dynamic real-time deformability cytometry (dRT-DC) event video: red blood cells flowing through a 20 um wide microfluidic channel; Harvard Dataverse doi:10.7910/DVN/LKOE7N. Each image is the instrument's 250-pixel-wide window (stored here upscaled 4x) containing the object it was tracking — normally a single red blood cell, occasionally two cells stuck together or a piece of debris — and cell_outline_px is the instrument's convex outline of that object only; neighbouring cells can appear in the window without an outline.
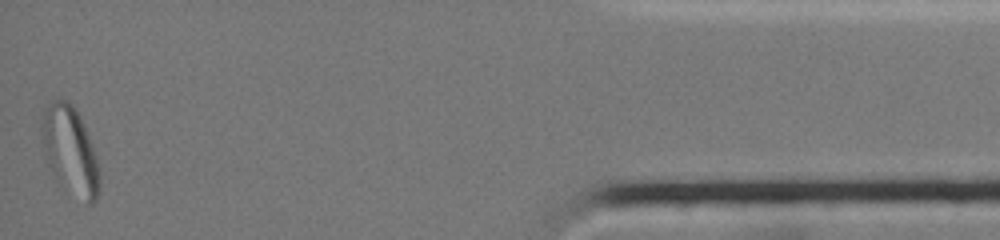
{"species": "common noctule bat (a hibernating species)", "species_latin": "Nyctalus noctula", "temperature_condition": "cold", "stored_images_in_passage": 48, "segment_of_instrument_passage": [2, 2], "camera_frame_rate_fps": 3000, "um_per_image_px": 0.085, "animal": {"sex": "female", "body_mass_g": 19.0, "forearm_length_mm": 51.5}, "frame": {"image": 1, "passage_image": 48, "time_ms": 15.667, "image_size_px": [1000, 240], "cell_outline_px": [[100, 192], [96, 200], [92, 204], [88, 204], [64, 188], [60, 184], [48, 164], [40, 132], [40, 124], [44, 112], [48, 104], [52, 100], [68, 100], [76, 108], [80, 116], [92, 144], [96, 156], [100, 172]], "centroid_in_image_um": [5.98, 12.81], "position_along_channel_um": 429.2, "area_um2": 29.77}}